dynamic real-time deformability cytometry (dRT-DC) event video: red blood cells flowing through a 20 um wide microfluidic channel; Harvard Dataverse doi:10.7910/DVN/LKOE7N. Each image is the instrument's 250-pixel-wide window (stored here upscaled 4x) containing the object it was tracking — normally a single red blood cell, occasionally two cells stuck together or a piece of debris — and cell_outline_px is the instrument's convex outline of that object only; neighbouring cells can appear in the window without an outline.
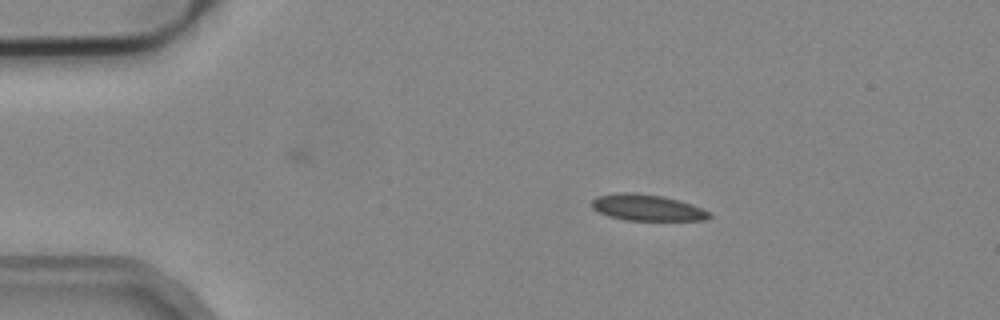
{"species": "common noctule bat (a hibernating species)", "species_latin": "Nyctalus noctula", "temperature_condition": "cold", "stored_images_in_passage": 37, "camera_frame_rate_fps": 3000, "um_per_image_px": 0.085, "animal": {"sex": "male", "body_mass_g": 19.2, "forearm_length_mm": 51.8}, "frame": {"image": 1, "passage_image": 1, "time_ms": 0.0, "image_size_px": [1000, 320], "cell_outline_px": [[712, 216], [708, 220], [624, 220], [608, 216], [592, 208], [592, 200], [596, 196], [620, 192], [636, 192], [660, 196], [692, 204], [712, 212]], "centroid_in_image_um": [55.02, 17.65], "position_along_channel_um": 30.0, "area_um2": 18.03}}
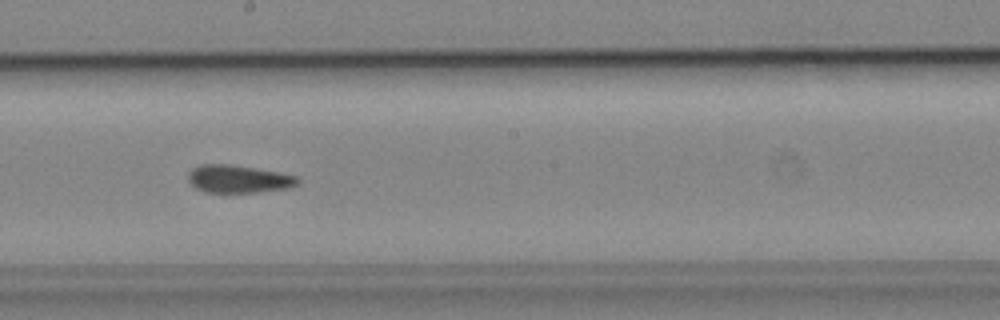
{"frame": {"image": 2, "passage_image": 21, "time_ms": 6.667, "image_size_px": [1000, 320], "cell_outline_px": [[300, 184], [288, 188], [256, 192], [204, 192], [196, 188], [188, 180], [188, 172], [192, 168], [200, 164], [228, 164], [256, 168], [280, 172], [296, 176], [300, 180]], "centroid_in_image_um": [20.27, 15.2], "position_along_channel_um": 227.9, "area_um2": 17.8}}
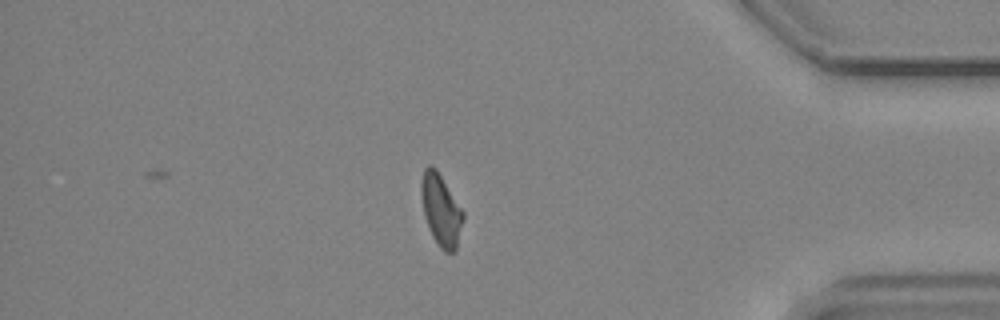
{"frame": {"image": 3, "passage_image": 37, "time_ms": 12.0, "image_size_px": [1000, 320], "cell_outline_px": [[464, 216], [456, 252], [444, 252], [440, 248], [432, 236], [424, 216], [420, 192], [420, 184], [424, 168], [428, 164], [432, 164], [436, 168], [464, 212]], "centroid_in_image_um": [37.47, 17.84], "position_along_channel_um": 397.7, "area_um2": 17.69}, "authors_computed_cell_mechanics": {"area_um2": 17.8602, "velocity_mm_per_s": 3.8191, "shape_relaxation_time_tau1_ms": null, "shape_relaxation_time_tau2_ms": 3.6843, "deformation_change_tau1": null, "deformation_change_tau2": 0.0752}}